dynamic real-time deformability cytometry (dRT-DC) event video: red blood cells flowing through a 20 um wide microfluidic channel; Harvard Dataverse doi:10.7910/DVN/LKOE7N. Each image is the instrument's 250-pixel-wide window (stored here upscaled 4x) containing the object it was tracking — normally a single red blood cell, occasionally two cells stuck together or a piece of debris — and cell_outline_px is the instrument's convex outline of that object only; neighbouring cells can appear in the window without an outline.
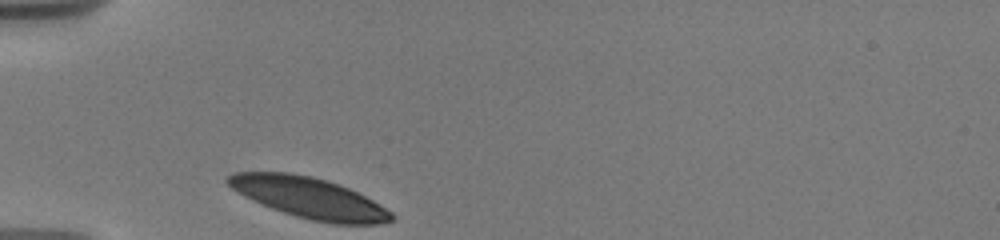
{"species": "human", "species_latin": "Homo sapiens", "temperature_condition": "warm", "stored_images_in_passage": 56, "camera_frame_rate_fps": 3000, "um_per_image_px": 0.085, "donor": {"sex": "male"}, "frame": {"image": 1, "passage_image": 1, "time_ms": 0.0, "image_size_px": [1000, 240], "cell_outline_px": [[396, 216], [392, 220], [380, 224], [332, 224], [312, 220], [296, 216], [272, 208], [252, 200], [244, 196], [232, 188], [224, 180], [228, 176], [236, 172], [288, 172], [312, 176], [348, 188], [372, 200], [392, 212]], "centroid_in_image_um": [26.28, 16.82], "position_along_channel_um": 58.7, "area_um2": 38.55}}
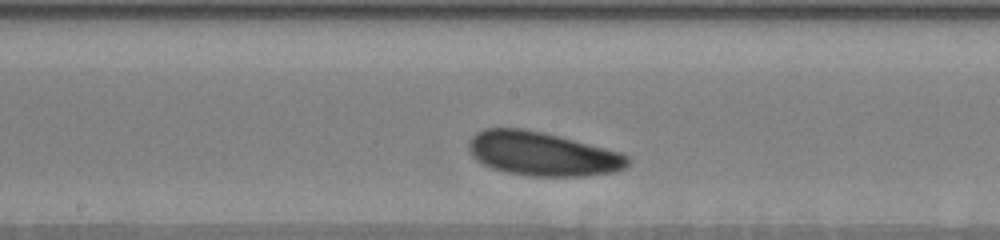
{"frame": {"image": 2, "passage_image": 23, "time_ms": 4.333, "image_size_px": [1000, 240], "cell_outline_px": [[632, 160], [624, 168], [616, 172], [588, 176], [528, 176], [508, 172], [492, 168], [476, 160], [468, 152], [468, 140], [476, 132], [484, 128], [524, 128], [544, 132], [560, 136], [620, 152], [628, 156]], "centroid_in_image_um": [46.09, 13.07], "position_along_channel_um": 202.1, "area_um2": 41.04}}
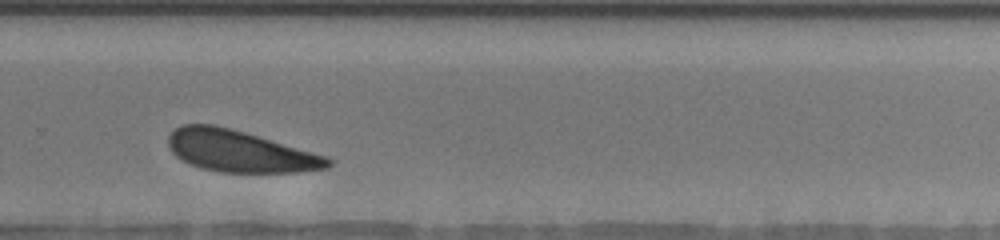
{"frame": {"image": 3, "passage_image": 47, "time_ms": 7.333, "image_size_px": [1000, 240], "cell_outline_px": [[332, 164], [328, 168], [300, 172], [220, 172], [200, 168], [188, 164], [180, 160], [168, 148], [168, 136], [180, 124], [216, 124], [232, 128], [324, 156], [332, 160]], "centroid_in_image_um": [20.31, 12.85], "position_along_channel_um": 309.5, "area_um2": 38.67}}